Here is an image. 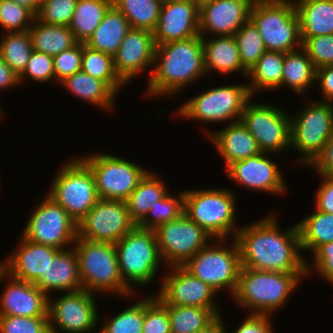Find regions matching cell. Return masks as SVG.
I'll return each mask as SVG.
<instances>
[{"instance_id":"obj_1","label":"cell","mask_w":333,"mask_h":333,"mask_svg":"<svg viewBox=\"0 0 333 333\" xmlns=\"http://www.w3.org/2000/svg\"><path fill=\"white\" fill-rule=\"evenodd\" d=\"M276 215L240 227L234 239L239 248L241 267L286 272L306 273V263L300 247L297 224L283 233ZM301 252V253H300Z\"/></svg>"},{"instance_id":"obj_2","label":"cell","mask_w":333,"mask_h":333,"mask_svg":"<svg viewBox=\"0 0 333 333\" xmlns=\"http://www.w3.org/2000/svg\"><path fill=\"white\" fill-rule=\"evenodd\" d=\"M146 96L171 97L206 73L200 35L157 45Z\"/></svg>"},{"instance_id":"obj_3","label":"cell","mask_w":333,"mask_h":333,"mask_svg":"<svg viewBox=\"0 0 333 333\" xmlns=\"http://www.w3.org/2000/svg\"><path fill=\"white\" fill-rule=\"evenodd\" d=\"M305 275L241 267L233 299L242 309H250L251 314L270 316L271 312L285 305Z\"/></svg>"},{"instance_id":"obj_4","label":"cell","mask_w":333,"mask_h":333,"mask_svg":"<svg viewBox=\"0 0 333 333\" xmlns=\"http://www.w3.org/2000/svg\"><path fill=\"white\" fill-rule=\"evenodd\" d=\"M74 245L83 289L92 294L110 292L124 297L134 296L120 275L114 243L94 242L77 236Z\"/></svg>"},{"instance_id":"obj_5","label":"cell","mask_w":333,"mask_h":333,"mask_svg":"<svg viewBox=\"0 0 333 333\" xmlns=\"http://www.w3.org/2000/svg\"><path fill=\"white\" fill-rule=\"evenodd\" d=\"M250 21L258 29L266 51L287 53L302 47L293 0H254Z\"/></svg>"},{"instance_id":"obj_6","label":"cell","mask_w":333,"mask_h":333,"mask_svg":"<svg viewBox=\"0 0 333 333\" xmlns=\"http://www.w3.org/2000/svg\"><path fill=\"white\" fill-rule=\"evenodd\" d=\"M235 204V194L225 188L184 190V213L215 239L234 238L240 229Z\"/></svg>"},{"instance_id":"obj_7","label":"cell","mask_w":333,"mask_h":333,"mask_svg":"<svg viewBox=\"0 0 333 333\" xmlns=\"http://www.w3.org/2000/svg\"><path fill=\"white\" fill-rule=\"evenodd\" d=\"M115 247L120 275L132 292V283L145 286L153 282L162 260L154 230L136 225L115 243Z\"/></svg>"},{"instance_id":"obj_8","label":"cell","mask_w":333,"mask_h":333,"mask_svg":"<svg viewBox=\"0 0 333 333\" xmlns=\"http://www.w3.org/2000/svg\"><path fill=\"white\" fill-rule=\"evenodd\" d=\"M47 195L78 224L100 200L90 168L78 157L58 171Z\"/></svg>"},{"instance_id":"obj_9","label":"cell","mask_w":333,"mask_h":333,"mask_svg":"<svg viewBox=\"0 0 333 333\" xmlns=\"http://www.w3.org/2000/svg\"><path fill=\"white\" fill-rule=\"evenodd\" d=\"M217 241V246L208 244L190 258L183 267L217 293L224 288L229 289V294L233 296L241 269L239 248L235 239L229 249L223 246L225 239H217Z\"/></svg>"},{"instance_id":"obj_10","label":"cell","mask_w":333,"mask_h":333,"mask_svg":"<svg viewBox=\"0 0 333 333\" xmlns=\"http://www.w3.org/2000/svg\"><path fill=\"white\" fill-rule=\"evenodd\" d=\"M251 98L247 84L215 87L185 102L176 115L206 123L227 120L234 123L240 121L244 107Z\"/></svg>"},{"instance_id":"obj_11","label":"cell","mask_w":333,"mask_h":333,"mask_svg":"<svg viewBox=\"0 0 333 333\" xmlns=\"http://www.w3.org/2000/svg\"><path fill=\"white\" fill-rule=\"evenodd\" d=\"M305 107L298 116L290 115V147L300 153L298 161L308 165L333 136V104L317 101Z\"/></svg>"},{"instance_id":"obj_12","label":"cell","mask_w":333,"mask_h":333,"mask_svg":"<svg viewBox=\"0 0 333 333\" xmlns=\"http://www.w3.org/2000/svg\"><path fill=\"white\" fill-rule=\"evenodd\" d=\"M92 171L100 199L126 201L148 170L113 154L80 158Z\"/></svg>"},{"instance_id":"obj_13","label":"cell","mask_w":333,"mask_h":333,"mask_svg":"<svg viewBox=\"0 0 333 333\" xmlns=\"http://www.w3.org/2000/svg\"><path fill=\"white\" fill-rule=\"evenodd\" d=\"M22 236L33 243L68 249L78 236L77 223L48 195L32 212Z\"/></svg>"},{"instance_id":"obj_14","label":"cell","mask_w":333,"mask_h":333,"mask_svg":"<svg viewBox=\"0 0 333 333\" xmlns=\"http://www.w3.org/2000/svg\"><path fill=\"white\" fill-rule=\"evenodd\" d=\"M159 254L167 266H183L214 239L185 213L155 230ZM209 240V241H208Z\"/></svg>"},{"instance_id":"obj_15","label":"cell","mask_w":333,"mask_h":333,"mask_svg":"<svg viewBox=\"0 0 333 333\" xmlns=\"http://www.w3.org/2000/svg\"><path fill=\"white\" fill-rule=\"evenodd\" d=\"M251 100L246 103L240 121L256 139L260 150L274 154L291 148L290 116L280 108Z\"/></svg>"},{"instance_id":"obj_16","label":"cell","mask_w":333,"mask_h":333,"mask_svg":"<svg viewBox=\"0 0 333 333\" xmlns=\"http://www.w3.org/2000/svg\"><path fill=\"white\" fill-rule=\"evenodd\" d=\"M77 226L79 238L115 244L136 224L125 201L100 199Z\"/></svg>"},{"instance_id":"obj_17","label":"cell","mask_w":333,"mask_h":333,"mask_svg":"<svg viewBox=\"0 0 333 333\" xmlns=\"http://www.w3.org/2000/svg\"><path fill=\"white\" fill-rule=\"evenodd\" d=\"M94 296L96 295L81 289L65 292L56 301H50L49 298L50 333H58L57 329L64 333L92 332L99 321Z\"/></svg>"},{"instance_id":"obj_18","label":"cell","mask_w":333,"mask_h":333,"mask_svg":"<svg viewBox=\"0 0 333 333\" xmlns=\"http://www.w3.org/2000/svg\"><path fill=\"white\" fill-rule=\"evenodd\" d=\"M162 278L160 290L155 294L163 305L196 306L213 310L220 315L214 301L217 292L207 283L193 276L183 266H173Z\"/></svg>"},{"instance_id":"obj_19","label":"cell","mask_w":333,"mask_h":333,"mask_svg":"<svg viewBox=\"0 0 333 333\" xmlns=\"http://www.w3.org/2000/svg\"><path fill=\"white\" fill-rule=\"evenodd\" d=\"M254 0H211L199 6V33L234 36L250 20Z\"/></svg>"},{"instance_id":"obj_20","label":"cell","mask_w":333,"mask_h":333,"mask_svg":"<svg viewBox=\"0 0 333 333\" xmlns=\"http://www.w3.org/2000/svg\"><path fill=\"white\" fill-rule=\"evenodd\" d=\"M153 35L156 46L200 35L199 6L190 0H164Z\"/></svg>"},{"instance_id":"obj_21","label":"cell","mask_w":333,"mask_h":333,"mask_svg":"<svg viewBox=\"0 0 333 333\" xmlns=\"http://www.w3.org/2000/svg\"><path fill=\"white\" fill-rule=\"evenodd\" d=\"M155 48L152 31L138 28L129 30L113 55L114 69L125 84L145 68L154 65Z\"/></svg>"},{"instance_id":"obj_22","label":"cell","mask_w":333,"mask_h":333,"mask_svg":"<svg viewBox=\"0 0 333 333\" xmlns=\"http://www.w3.org/2000/svg\"><path fill=\"white\" fill-rule=\"evenodd\" d=\"M268 153H261L245 160L230 164L226 170L231 180L251 188L271 194H285L287 188L283 175Z\"/></svg>"},{"instance_id":"obj_23","label":"cell","mask_w":333,"mask_h":333,"mask_svg":"<svg viewBox=\"0 0 333 333\" xmlns=\"http://www.w3.org/2000/svg\"><path fill=\"white\" fill-rule=\"evenodd\" d=\"M7 277L10 281L0 296V316L49 317V295L33 283L8 273Z\"/></svg>"},{"instance_id":"obj_24","label":"cell","mask_w":333,"mask_h":333,"mask_svg":"<svg viewBox=\"0 0 333 333\" xmlns=\"http://www.w3.org/2000/svg\"><path fill=\"white\" fill-rule=\"evenodd\" d=\"M20 241L17 250L3 261L4 270L16 279L35 284L60 249L33 243L23 237Z\"/></svg>"},{"instance_id":"obj_25","label":"cell","mask_w":333,"mask_h":333,"mask_svg":"<svg viewBox=\"0 0 333 333\" xmlns=\"http://www.w3.org/2000/svg\"><path fill=\"white\" fill-rule=\"evenodd\" d=\"M206 135L221 154L227 168L230 164L261 154L256 139L250 134L241 121L230 123L219 132H208Z\"/></svg>"},{"instance_id":"obj_26","label":"cell","mask_w":333,"mask_h":333,"mask_svg":"<svg viewBox=\"0 0 333 333\" xmlns=\"http://www.w3.org/2000/svg\"><path fill=\"white\" fill-rule=\"evenodd\" d=\"M60 250L50 261L45 274L35 285L46 295L50 291L74 292L83 289L76 251L73 247Z\"/></svg>"},{"instance_id":"obj_27","label":"cell","mask_w":333,"mask_h":333,"mask_svg":"<svg viewBox=\"0 0 333 333\" xmlns=\"http://www.w3.org/2000/svg\"><path fill=\"white\" fill-rule=\"evenodd\" d=\"M205 38L207 37H202L206 73L210 70L221 74L241 71L247 76L248 71L241 64L238 44L234 36H217L211 40Z\"/></svg>"},{"instance_id":"obj_28","label":"cell","mask_w":333,"mask_h":333,"mask_svg":"<svg viewBox=\"0 0 333 333\" xmlns=\"http://www.w3.org/2000/svg\"><path fill=\"white\" fill-rule=\"evenodd\" d=\"M300 37L333 34V0H295Z\"/></svg>"},{"instance_id":"obj_29","label":"cell","mask_w":333,"mask_h":333,"mask_svg":"<svg viewBox=\"0 0 333 333\" xmlns=\"http://www.w3.org/2000/svg\"><path fill=\"white\" fill-rule=\"evenodd\" d=\"M130 29L131 26L127 18L112 5L94 33L84 44L94 50L113 56Z\"/></svg>"},{"instance_id":"obj_30","label":"cell","mask_w":333,"mask_h":333,"mask_svg":"<svg viewBox=\"0 0 333 333\" xmlns=\"http://www.w3.org/2000/svg\"><path fill=\"white\" fill-rule=\"evenodd\" d=\"M28 31L31 36L33 50L52 57L78 43L69 26L49 25L36 18Z\"/></svg>"},{"instance_id":"obj_31","label":"cell","mask_w":333,"mask_h":333,"mask_svg":"<svg viewBox=\"0 0 333 333\" xmlns=\"http://www.w3.org/2000/svg\"><path fill=\"white\" fill-rule=\"evenodd\" d=\"M71 93L104 110L113 109L116 93L102 80L78 71L60 82Z\"/></svg>"},{"instance_id":"obj_32","label":"cell","mask_w":333,"mask_h":333,"mask_svg":"<svg viewBox=\"0 0 333 333\" xmlns=\"http://www.w3.org/2000/svg\"><path fill=\"white\" fill-rule=\"evenodd\" d=\"M157 176L154 172L148 171L125 201L130 218L136 225L146 217L152 204L169 192Z\"/></svg>"},{"instance_id":"obj_33","label":"cell","mask_w":333,"mask_h":333,"mask_svg":"<svg viewBox=\"0 0 333 333\" xmlns=\"http://www.w3.org/2000/svg\"><path fill=\"white\" fill-rule=\"evenodd\" d=\"M283 63L284 53L265 51L247 72V76H251V83L247 85L252 97L256 91L282 87Z\"/></svg>"},{"instance_id":"obj_34","label":"cell","mask_w":333,"mask_h":333,"mask_svg":"<svg viewBox=\"0 0 333 333\" xmlns=\"http://www.w3.org/2000/svg\"><path fill=\"white\" fill-rule=\"evenodd\" d=\"M316 68L306 51L301 47L284 53L282 86H287L298 95L315 82Z\"/></svg>"},{"instance_id":"obj_35","label":"cell","mask_w":333,"mask_h":333,"mask_svg":"<svg viewBox=\"0 0 333 333\" xmlns=\"http://www.w3.org/2000/svg\"><path fill=\"white\" fill-rule=\"evenodd\" d=\"M112 6V0H77L74 14L69 24L78 42L85 43L94 33Z\"/></svg>"},{"instance_id":"obj_36","label":"cell","mask_w":333,"mask_h":333,"mask_svg":"<svg viewBox=\"0 0 333 333\" xmlns=\"http://www.w3.org/2000/svg\"><path fill=\"white\" fill-rule=\"evenodd\" d=\"M301 251L310 250L312 254L323 244L333 241V214L314 210L297 223Z\"/></svg>"},{"instance_id":"obj_37","label":"cell","mask_w":333,"mask_h":333,"mask_svg":"<svg viewBox=\"0 0 333 333\" xmlns=\"http://www.w3.org/2000/svg\"><path fill=\"white\" fill-rule=\"evenodd\" d=\"M168 309L172 333H197L219 316L211 309L196 306L164 305Z\"/></svg>"},{"instance_id":"obj_38","label":"cell","mask_w":333,"mask_h":333,"mask_svg":"<svg viewBox=\"0 0 333 333\" xmlns=\"http://www.w3.org/2000/svg\"><path fill=\"white\" fill-rule=\"evenodd\" d=\"M164 0H112V5L127 18L131 28L154 31Z\"/></svg>"},{"instance_id":"obj_39","label":"cell","mask_w":333,"mask_h":333,"mask_svg":"<svg viewBox=\"0 0 333 333\" xmlns=\"http://www.w3.org/2000/svg\"><path fill=\"white\" fill-rule=\"evenodd\" d=\"M81 71L92 77L104 81L116 94L126 84L117 75L113 56L94 50L83 43Z\"/></svg>"},{"instance_id":"obj_40","label":"cell","mask_w":333,"mask_h":333,"mask_svg":"<svg viewBox=\"0 0 333 333\" xmlns=\"http://www.w3.org/2000/svg\"><path fill=\"white\" fill-rule=\"evenodd\" d=\"M33 51L29 31L7 32L0 40V58L20 76Z\"/></svg>"},{"instance_id":"obj_41","label":"cell","mask_w":333,"mask_h":333,"mask_svg":"<svg viewBox=\"0 0 333 333\" xmlns=\"http://www.w3.org/2000/svg\"><path fill=\"white\" fill-rule=\"evenodd\" d=\"M182 213H184V191H180L177 197L167 193L162 199L152 204L148 214L138 226L155 230L161 224L178 218Z\"/></svg>"},{"instance_id":"obj_42","label":"cell","mask_w":333,"mask_h":333,"mask_svg":"<svg viewBox=\"0 0 333 333\" xmlns=\"http://www.w3.org/2000/svg\"><path fill=\"white\" fill-rule=\"evenodd\" d=\"M234 37L238 44L241 64L249 71L266 51L261 35L249 20L234 34Z\"/></svg>"},{"instance_id":"obj_43","label":"cell","mask_w":333,"mask_h":333,"mask_svg":"<svg viewBox=\"0 0 333 333\" xmlns=\"http://www.w3.org/2000/svg\"><path fill=\"white\" fill-rule=\"evenodd\" d=\"M144 299L105 321L98 333H142Z\"/></svg>"},{"instance_id":"obj_44","label":"cell","mask_w":333,"mask_h":333,"mask_svg":"<svg viewBox=\"0 0 333 333\" xmlns=\"http://www.w3.org/2000/svg\"><path fill=\"white\" fill-rule=\"evenodd\" d=\"M36 15L13 0L0 1V25L8 32L28 31Z\"/></svg>"},{"instance_id":"obj_45","label":"cell","mask_w":333,"mask_h":333,"mask_svg":"<svg viewBox=\"0 0 333 333\" xmlns=\"http://www.w3.org/2000/svg\"><path fill=\"white\" fill-rule=\"evenodd\" d=\"M77 0H42L36 19L49 25L69 26Z\"/></svg>"},{"instance_id":"obj_46","label":"cell","mask_w":333,"mask_h":333,"mask_svg":"<svg viewBox=\"0 0 333 333\" xmlns=\"http://www.w3.org/2000/svg\"><path fill=\"white\" fill-rule=\"evenodd\" d=\"M142 333H172L168 309L155 297L144 298Z\"/></svg>"},{"instance_id":"obj_47","label":"cell","mask_w":333,"mask_h":333,"mask_svg":"<svg viewBox=\"0 0 333 333\" xmlns=\"http://www.w3.org/2000/svg\"><path fill=\"white\" fill-rule=\"evenodd\" d=\"M300 38L302 48L316 69L333 65V34Z\"/></svg>"},{"instance_id":"obj_48","label":"cell","mask_w":333,"mask_h":333,"mask_svg":"<svg viewBox=\"0 0 333 333\" xmlns=\"http://www.w3.org/2000/svg\"><path fill=\"white\" fill-rule=\"evenodd\" d=\"M0 333H50L49 317L0 316Z\"/></svg>"},{"instance_id":"obj_49","label":"cell","mask_w":333,"mask_h":333,"mask_svg":"<svg viewBox=\"0 0 333 333\" xmlns=\"http://www.w3.org/2000/svg\"><path fill=\"white\" fill-rule=\"evenodd\" d=\"M28 78L36 82H48L55 79L54 60L48 54L33 50L24 72L19 76L20 84Z\"/></svg>"},{"instance_id":"obj_50","label":"cell","mask_w":333,"mask_h":333,"mask_svg":"<svg viewBox=\"0 0 333 333\" xmlns=\"http://www.w3.org/2000/svg\"><path fill=\"white\" fill-rule=\"evenodd\" d=\"M82 55L83 43L78 42L72 48L64 50L53 57L56 83H60L66 77L81 71Z\"/></svg>"},{"instance_id":"obj_51","label":"cell","mask_w":333,"mask_h":333,"mask_svg":"<svg viewBox=\"0 0 333 333\" xmlns=\"http://www.w3.org/2000/svg\"><path fill=\"white\" fill-rule=\"evenodd\" d=\"M312 268L306 263V274L315 269L317 274L333 284V241L323 244L313 253ZM310 268V269H309Z\"/></svg>"},{"instance_id":"obj_52","label":"cell","mask_w":333,"mask_h":333,"mask_svg":"<svg viewBox=\"0 0 333 333\" xmlns=\"http://www.w3.org/2000/svg\"><path fill=\"white\" fill-rule=\"evenodd\" d=\"M322 177L333 178V136L323 145L321 151L308 164Z\"/></svg>"},{"instance_id":"obj_53","label":"cell","mask_w":333,"mask_h":333,"mask_svg":"<svg viewBox=\"0 0 333 333\" xmlns=\"http://www.w3.org/2000/svg\"><path fill=\"white\" fill-rule=\"evenodd\" d=\"M270 316L249 314L234 333H273Z\"/></svg>"},{"instance_id":"obj_54","label":"cell","mask_w":333,"mask_h":333,"mask_svg":"<svg viewBox=\"0 0 333 333\" xmlns=\"http://www.w3.org/2000/svg\"><path fill=\"white\" fill-rule=\"evenodd\" d=\"M315 199L316 210L333 214V178L323 177Z\"/></svg>"},{"instance_id":"obj_55","label":"cell","mask_w":333,"mask_h":333,"mask_svg":"<svg viewBox=\"0 0 333 333\" xmlns=\"http://www.w3.org/2000/svg\"><path fill=\"white\" fill-rule=\"evenodd\" d=\"M320 90L323 93L325 102L333 101V65L316 69V77Z\"/></svg>"},{"instance_id":"obj_56","label":"cell","mask_w":333,"mask_h":333,"mask_svg":"<svg viewBox=\"0 0 333 333\" xmlns=\"http://www.w3.org/2000/svg\"><path fill=\"white\" fill-rule=\"evenodd\" d=\"M19 76L0 58V90L19 85Z\"/></svg>"},{"instance_id":"obj_57","label":"cell","mask_w":333,"mask_h":333,"mask_svg":"<svg viewBox=\"0 0 333 333\" xmlns=\"http://www.w3.org/2000/svg\"><path fill=\"white\" fill-rule=\"evenodd\" d=\"M221 316H219L212 324H210L204 330H201L197 333H226L225 324L221 320Z\"/></svg>"},{"instance_id":"obj_58","label":"cell","mask_w":333,"mask_h":333,"mask_svg":"<svg viewBox=\"0 0 333 333\" xmlns=\"http://www.w3.org/2000/svg\"><path fill=\"white\" fill-rule=\"evenodd\" d=\"M14 2L29 8L35 15L39 10L42 0H13Z\"/></svg>"},{"instance_id":"obj_59","label":"cell","mask_w":333,"mask_h":333,"mask_svg":"<svg viewBox=\"0 0 333 333\" xmlns=\"http://www.w3.org/2000/svg\"><path fill=\"white\" fill-rule=\"evenodd\" d=\"M7 278V272L4 270V262L0 263V283L1 281H4L2 279Z\"/></svg>"},{"instance_id":"obj_60","label":"cell","mask_w":333,"mask_h":333,"mask_svg":"<svg viewBox=\"0 0 333 333\" xmlns=\"http://www.w3.org/2000/svg\"><path fill=\"white\" fill-rule=\"evenodd\" d=\"M190 1L196 3L198 6H200L201 4H204V3L208 2V1H211V0H190Z\"/></svg>"}]
</instances>
